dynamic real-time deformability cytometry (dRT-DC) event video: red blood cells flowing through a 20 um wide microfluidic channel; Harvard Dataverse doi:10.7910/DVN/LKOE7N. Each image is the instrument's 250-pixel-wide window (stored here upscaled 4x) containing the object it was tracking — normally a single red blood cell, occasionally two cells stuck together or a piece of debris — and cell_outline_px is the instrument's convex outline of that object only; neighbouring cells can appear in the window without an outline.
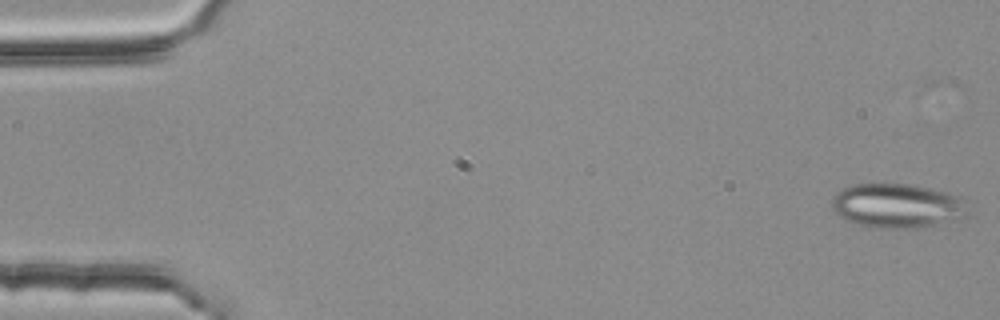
{"species": "common noctule bat (a hibernating species)", "species_latin": "Nyctalus noctula", "temperature_condition": "room temperature", "stored_images_in_passage": 42, "segment_of_instrument_passage": [1, 2], "camera_frame_rate_fps": 3000, "um_per_image_px": 0.085, "animal": {"sex": "female", "body_mass_g": 25.1}, "frame": {"image": 1, "passage_image": 1, "time_ms": 0.0, "image_size_px": [1000, 320], "cell_outline_px": [[964, 216], [932, 224], [912, 228], [872, 228], [856, 224], [844, 220], [832, 208], [832, 196], [840, 188], [852, 184], [884, 180], [912, 184], [944, 192], [956, 196]], "centroid_in_image_um": [76.01, 17.43], "position_along_channel_um": 9.0, "area_um2": 35.03}}